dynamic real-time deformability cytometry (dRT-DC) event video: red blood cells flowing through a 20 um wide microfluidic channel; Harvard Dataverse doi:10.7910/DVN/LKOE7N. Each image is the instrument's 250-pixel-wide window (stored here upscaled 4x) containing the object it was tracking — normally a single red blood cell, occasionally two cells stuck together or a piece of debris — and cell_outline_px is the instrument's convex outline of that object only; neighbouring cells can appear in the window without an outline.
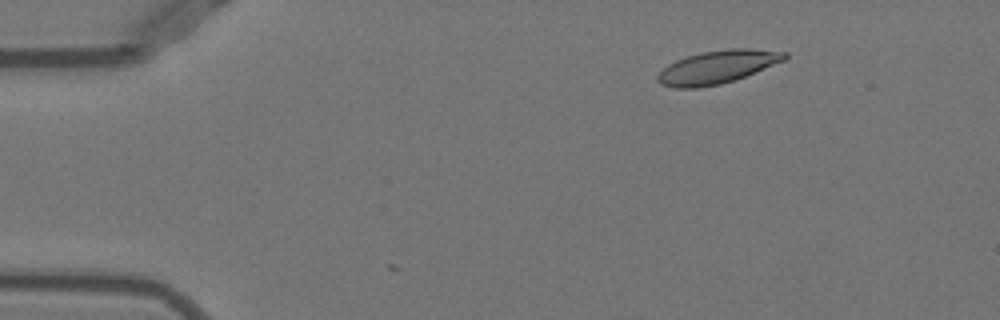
{"species": "Egyptian fruit bat (a non-hibernating species)", "species_latin": "Rousettus aegyptiacus", "temperature_condition": "warm", "stored_images_in_passage": 2, "camera_frame_rate_fps": 3000, "um_per_image_px": 0.085, "animal": {"sex": "female"}, "frame": {"image": 1, "passage_image": 2, "time_ms": 0.333, "image_size_px": [1000, 320], "cell_outline_px": [[788, 56], [784, 60], [736, 80], [720, 84], [696, 88], [672, 88], [660, 84], [656, 80], [656, 76], [668, 64], [676, 60], [700, 52], [732, 48], [748, 48], [788, 52]], "centroid_in_image_um": [60.95, 5.7], "position_along_channel_um": 24.0, "area_um2": 24.51}}